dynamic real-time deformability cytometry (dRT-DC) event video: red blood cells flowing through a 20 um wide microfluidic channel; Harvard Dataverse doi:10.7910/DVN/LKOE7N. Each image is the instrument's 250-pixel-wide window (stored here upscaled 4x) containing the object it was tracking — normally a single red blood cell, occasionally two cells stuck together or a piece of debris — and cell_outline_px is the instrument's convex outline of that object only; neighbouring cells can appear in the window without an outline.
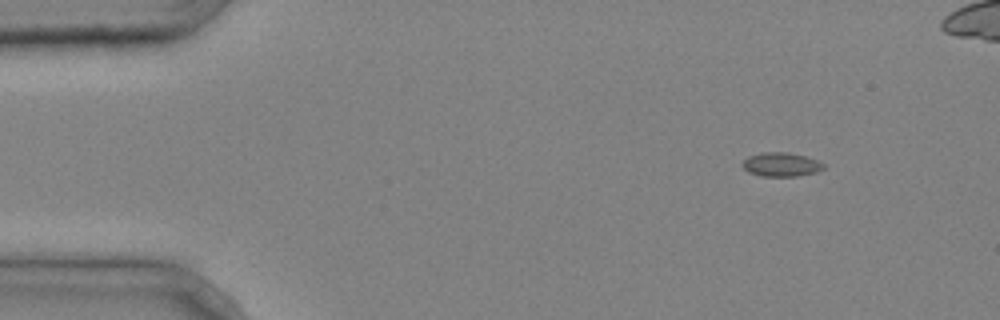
{"species": "common noctule bat (a hibernating species)", "species_latin": "Nyctalus noctula", "temperature_condition": "cold", "stored_images_in_passage": 5, "camera_frame_rate_fps": 3000, "um_per_image_px": 0.085, "animal": {"sex": "male", "body_mass_g": 20.4}, "frame": {"image": 1, "passage_image": 1, "time_ms": 0.0, "image_size_px": [1000, 320], "cell_outline_px": [[824, 168], [816, 172], [796, 176], [760, 176], [748, 172], [740, 164], [748, 156], [760, 152], [788, 152], [804, 156], [816, 160], [824, 164]], "centroid_in_image_um": [66.35, 13.98], "position_along_channel_um": 18.6, "area_um2": 11.33}}